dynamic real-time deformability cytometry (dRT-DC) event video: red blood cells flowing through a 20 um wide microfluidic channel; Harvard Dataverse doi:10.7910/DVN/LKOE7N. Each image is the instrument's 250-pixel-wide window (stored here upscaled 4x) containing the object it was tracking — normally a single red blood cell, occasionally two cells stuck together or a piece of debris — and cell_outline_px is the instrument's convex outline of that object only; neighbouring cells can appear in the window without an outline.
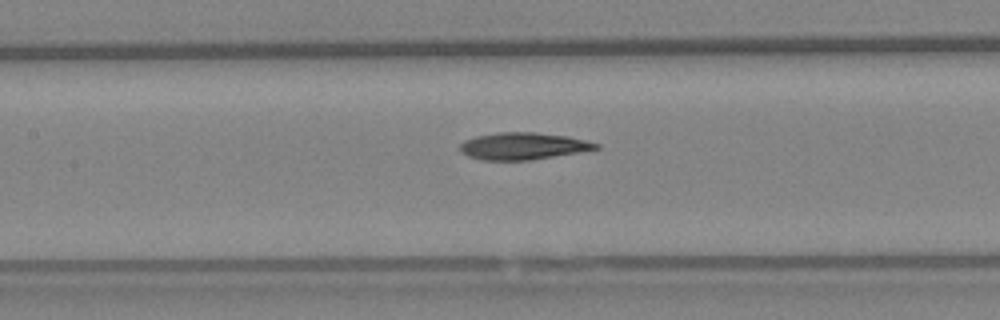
{"species": "Egyptian fruit bat (a non-hibernating species)", "species_latin": "Rousettus aegyptiacus", "temperature_condition": "warm", "stored_images_in_passage": 26, "camera_frame_rate_fps": 3000, "um_per_image_px": 0.085, "animal": {"sex": "female"}, "frame": {"image": 1, "passage_image": 12, "time_ms": 3.667, "image_size_px": [1000, 320], "cell_outline_px": [[600, 148], [528, 160], [484, 160], [468, 156], [460, 152], [460, 144], [464, 140], [476, 136], [500, 132], [532, 132], [568, 136], [600, 144]], "centroid_in_image_um": [44.41, 12.41], "position_along_channel_um": 163.0, "area_um2": 21.1}}